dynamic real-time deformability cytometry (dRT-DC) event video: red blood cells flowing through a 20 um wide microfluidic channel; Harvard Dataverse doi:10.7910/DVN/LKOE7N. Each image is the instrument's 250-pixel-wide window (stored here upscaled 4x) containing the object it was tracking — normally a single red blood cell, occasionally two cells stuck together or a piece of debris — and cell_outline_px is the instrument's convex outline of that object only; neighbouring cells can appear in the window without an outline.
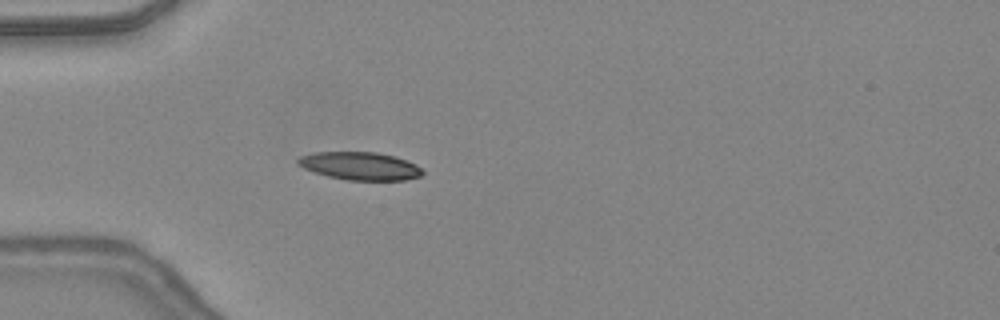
{"species": "common noctule bat (a hibernating species)", "species_latin": "Nyctalus noctula", "temperature_condition": "warm", "stored_images_in_passage": 43, "camera_frame_rate_fps": 3000, "um_per_image_px": 0.085, "animal": {"sex": "female", "body_mass_g": 24.6, "forearm_length_mm": 56.2}, "frame": {"image": 1, "passage_image": 10, "time_ms": 3.0, "image_size_px": [1000, 320], "cell_outline_px": [[424, 172], [420, 176], [404, 180], [348, 180], [328, 176], [304, 168], [296, 164], [296, 160], [300, 156], [312, 152], [376, 152], [392, 156], [416, 164]], "centroid_in_image_um": [30.56, 14.1], "position_along_channel_um": 54.4, "area_um2": 20.11}}
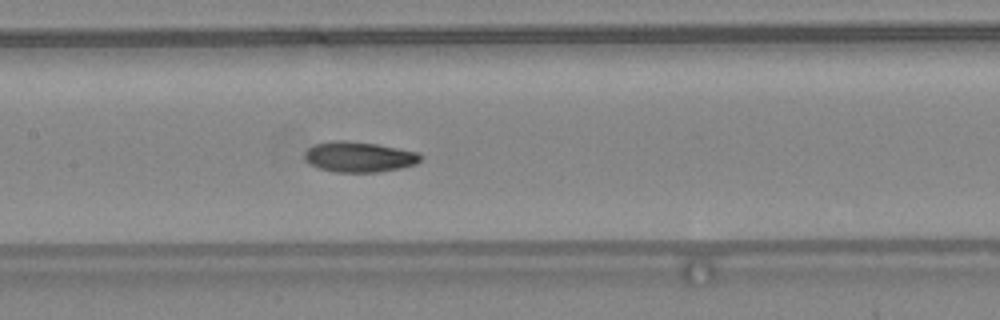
{"frame": {"image": 2, "passage_image": 19, "time_ms": 6.0, "image_size_px": [1000, 320], "cell_outline_px": [[424, 156], [416, 164], [400, 168], [380, 172], [336, 172], [320, 168], [312, 164], [304, 156], [304, 152], [308, 148], [316, 144], [336, 140], [340, 140], [376, 144], [416, 152]], "centroid_in_image_um": [30.54, 13.34], "position_along_channel_um": 176.9, "area_um2": 20.23}}
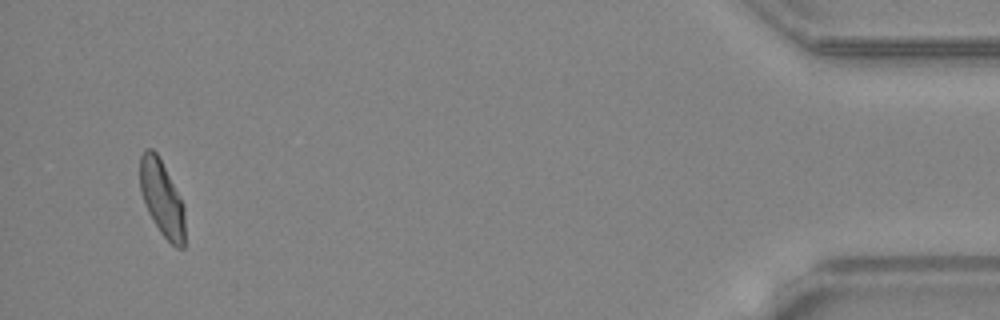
{"frame": {"image": 3, "passage_image": 41, "time_ms": 13.333, "image_size_px": [1000, 320], "cell_outline_px": [[184, 248], [176, 248], [160, 232], [148, 212], [140, 188], [140, 156], [148, 148], [152, 148], [156, 152], [184, 204]], "centroid_in_image_um": [13.77, 16.87], "position_along_channel_um": 421.4, "area_um2": 19.48}, "authors_computed_cell_mechanics": {"area_um2": 19.9988, "velocity_mm_per_s": 4.4049, "shape_relaxation_time_tau1_ms": 6.1017, "shape_relaxation_time_tau2_ms": 2.4913, "deformation_change_tau1": 0.1879, "deformation_change_tau2": 0.0888}}